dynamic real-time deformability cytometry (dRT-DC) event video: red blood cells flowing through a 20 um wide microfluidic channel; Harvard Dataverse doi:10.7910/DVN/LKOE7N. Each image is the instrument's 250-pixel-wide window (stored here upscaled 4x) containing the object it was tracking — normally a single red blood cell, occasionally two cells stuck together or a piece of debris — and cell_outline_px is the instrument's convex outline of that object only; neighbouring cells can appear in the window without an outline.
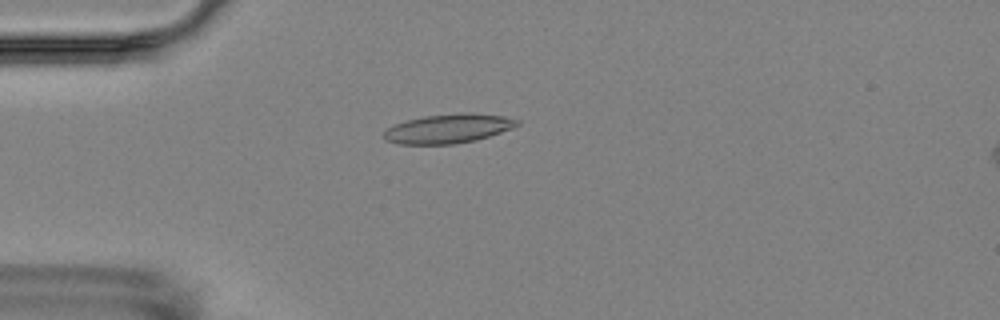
{"species": "Egyptian fruit bat (a non-hibernating species)", "species_latin": "Rousettus aegyptiacus", "temperature_condition": "room temperature", "stored_images_in_passage": 1, "camera_frame_rate_fps": 3000, "um_per_image_px": 0.085, "animal": {"sex": "female"}, "frame": {"image": 1, "passage_image": 1, "time_ms": 0.0, "image_size_px": [1000, 320], "cell_outline_px": [[520, 124], [512, 128], [476, 140], [456, 144], [400, 144], [384, 140], [384, 132], [388, 128], [396, 124], [408, 120], [424, 116], [468, 112], [472, 112], [504, 116], [520, 120]], "centroid_in_image_um": [38.13, 10.93], "position_along_channel_um": 46.9, "area_um2": 22.6}}